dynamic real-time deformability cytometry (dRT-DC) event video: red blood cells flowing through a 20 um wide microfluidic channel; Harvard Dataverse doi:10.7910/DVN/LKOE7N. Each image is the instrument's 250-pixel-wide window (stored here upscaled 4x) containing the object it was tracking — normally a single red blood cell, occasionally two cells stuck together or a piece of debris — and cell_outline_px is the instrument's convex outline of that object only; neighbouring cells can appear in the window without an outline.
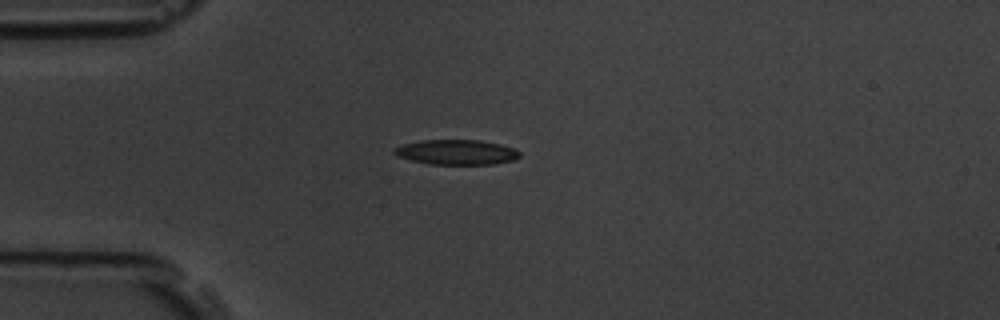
{"species": "common noctule bat (a hibernating species)", "species_latin": "Nyctalus noctula", "temperature_condition": "room temperature", "stored_images_in_passage": 7, "camera_frame_rate_fps": 3000, "um_per_image_px": 0.085, "animal": {"sex": "male", "body_mass_g": 19.5, "forearm_length_mm": 54.6}, "frame": {"image": 1, "passage_image": 4, "time_ms": 3.667, "image_size_px": [1000, 320], "cell_outline_px": [[520, 156], [512, 160], [492, 164], [428, 164], [396, 156], [392, 152], [396, 148], [404, 144], [420, 140], [480, 140], [500, 144], [516, 148], [520, 152]], "centroid_in_image_um": [38.81, 12.93], "position_along_channel_um": 46.2, "area_um2": 18.21}}
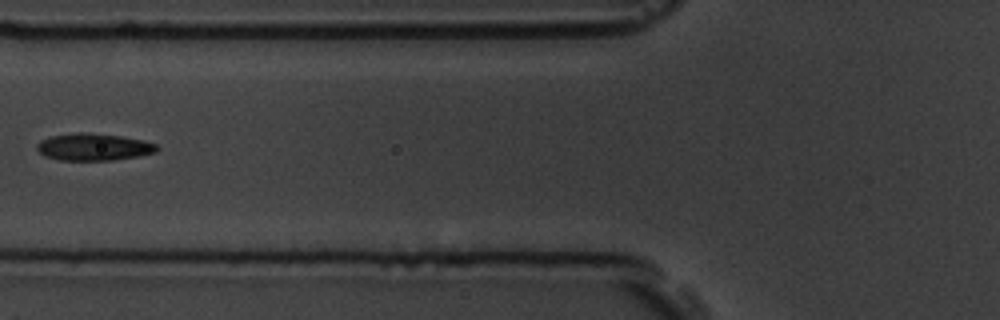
{"frame": {"image": 2, "passage_image": 6, "time_ms": 6.0, "image_size_px": [1000, 320], "cell_outline_px": [[160, 148], [156, 152], [136, 156], [112, 160], [60, 160], [44, 156], [36, 148], [36, 144], [40, 140], [48, 136], [80, 132], [88, 132], [120, 136], [144, 140], [156, 144]], "centroid_in_image_um": [7.93, 12.48], "position_along_channel_um": 117.9, "area_um2": 19.02}}
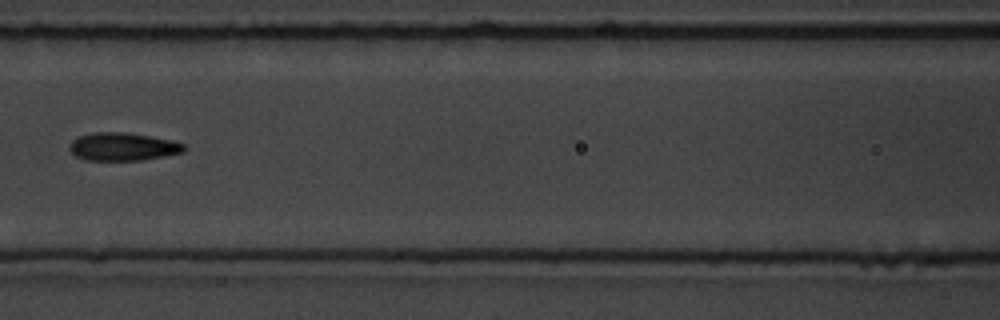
{"frame": {"image": 3, "passage_image": 7, "time_ms": 7.0, "image_size_px": [1000, 320], "cell_outline_px": [[188, 148], [184, 152], [164, 156], [140, 160], [88, 160], [76, 156], [68, 148], [72, 140], [80, 136], [96, 132], [124, 132], [172, 140], [184, 144]], "centroid_in_image_um": [10.46, 12.47], "position_along_channel_um": 156.1, "area_um2": 18.55}}